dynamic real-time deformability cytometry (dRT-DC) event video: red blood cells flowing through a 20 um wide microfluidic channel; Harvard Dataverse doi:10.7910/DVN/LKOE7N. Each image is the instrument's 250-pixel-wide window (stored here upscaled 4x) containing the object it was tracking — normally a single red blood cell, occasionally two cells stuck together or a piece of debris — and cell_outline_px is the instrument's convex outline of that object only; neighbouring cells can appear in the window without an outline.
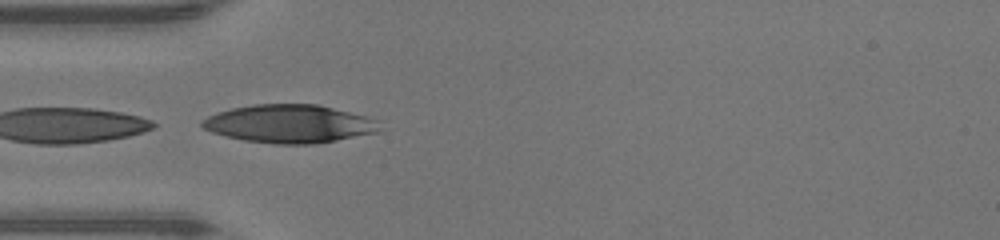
{"species": "human", "species_latin": "Homo sapiens", "temperature_condition": "warm", "stored_images_in_passage": 6, "camera_frame_rate_fps": 3000, "um_per_image_px": 0.085, "donor": {"sex": "male"}, "frame": {"image": 1, "passage_image": 4, "time_ms": 1.0, "image_size_px": [1000, 240], "cell_outline_px": [[380, 132], [316, 144], [272, 144], [244, 140], [224, 136], [212, 132], [204, 128], [200, 124], [208, 116], [216, 112], [232, 108], [252, 104], [316, 104], [364, 116], [376, 120]], "centroid_in_image_um": [24.57, 10.53], "position_along_channel_um": 60.4, "area_um2": 39.36}}